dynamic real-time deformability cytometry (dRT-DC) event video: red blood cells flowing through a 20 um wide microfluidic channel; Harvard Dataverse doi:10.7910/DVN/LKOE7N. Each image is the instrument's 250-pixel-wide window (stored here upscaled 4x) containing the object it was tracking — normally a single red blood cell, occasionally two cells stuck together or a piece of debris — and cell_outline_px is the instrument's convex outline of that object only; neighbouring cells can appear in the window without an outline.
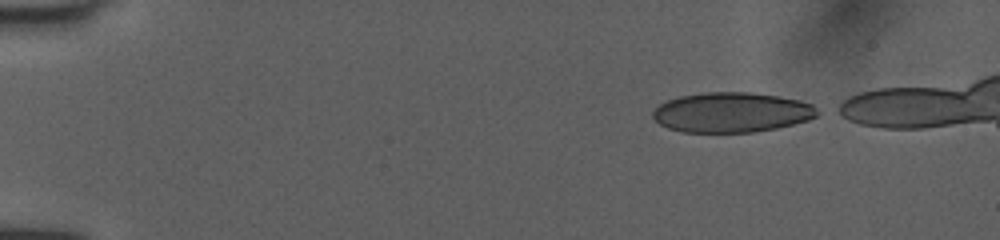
{"species": "human", "species_latin": "Homo sapiens", "temperature_condition": "room temperature", "stored_images_in_passage": 42, "camera_frame_rate_fps": 3000, "um_per_image_px": 0.085, "donor": {"sex": "female"}, "frame": {"image": 1, "passage_image": 1, "time_ms": 0.0, "image_size_px": [1000, 240], "cell_outline_px": [[820, 112], [816, 116], [808, 120], [776, 128], [752, 132], [684, 132], [668, 128], [660, 124], [652, 116], [652, 112], [660, 104], [668, 100], [680, 96], [704, 92], [752, 92], [776, 96], [796, 100], [812, 104]], "centroid_in_image_um": [62.18, 9.55], "position_along_channel_um": 22.8, "area_um2": 38.09}}
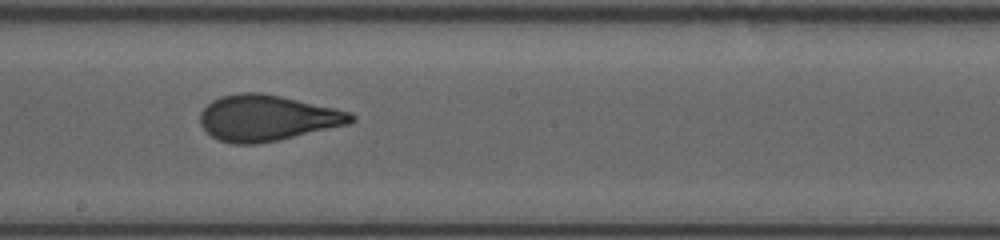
{"frame": {"image": 2, "passage_image": 24, "time_ms": 7.667, "image_size_px": [1000, 240], "cell_outline_px": [[356, 120], [348, 124], [276, 140], [256, 144], [232, 144], [220, 140], [212, 136], [200, 124], [200, 112], [212, 100], [220, 96], [240, 92], [260, 92], [280, 96], [352, 112], [356, 116]], "centroid_in_image_um": [22.69, 10.02], "position_along_channel_um": 225.5, "area_um2": 40.06}}
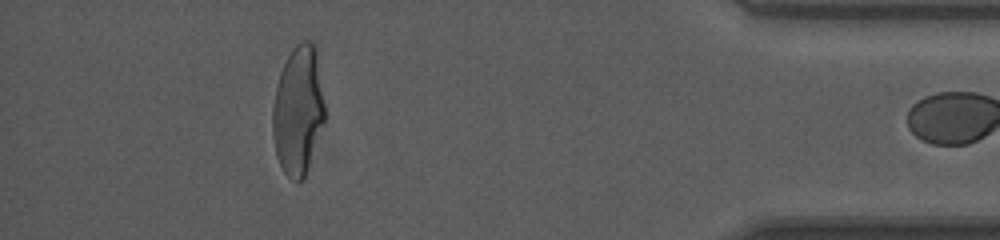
{"frame": {"image": 3, "passage_image": 41, "time_ms": 13.333, "image_size_px": [1000, 240], "cell_outline_px": [[328, 116], [304, 180], [296, 184], [284, 172], [276, 156], [272, 132], [272, 108], [276, 88], [280, 72], [292, 48], [300, 40], [312, 40], [316, 44], [328, 112]], "centroid_in_image_um": [25.41, 9.38], "position_along_channel_um": 409.8, "area_um2": 40.92}}